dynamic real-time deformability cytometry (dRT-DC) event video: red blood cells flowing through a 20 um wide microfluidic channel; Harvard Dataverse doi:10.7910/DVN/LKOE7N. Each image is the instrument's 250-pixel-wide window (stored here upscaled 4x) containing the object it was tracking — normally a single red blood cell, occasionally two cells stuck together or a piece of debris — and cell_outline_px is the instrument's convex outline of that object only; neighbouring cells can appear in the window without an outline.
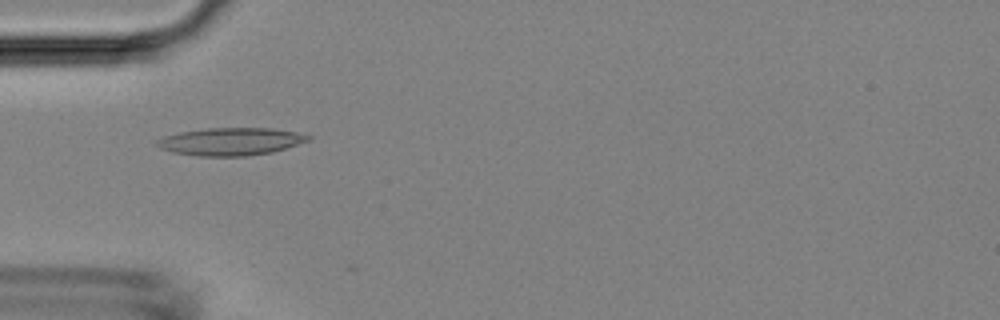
{"species": "Egyptian fruit bat (a non-hibernating species)", "species_latin": "Rousettus aegyptiacus", "temperature_condition": "room temperature", "stored_images_in_passage": 50, "camera_frame_rate_fps": 3000, "um_per_image_px": 0.085, "animal": {"sex": "female"}, "frame": {"image": 1, "passage_image": 16, "time_ms": 5.0, "image_size_px": [1000, 320], "cell_outline_px": [[312, 140], [272, 152], [248, 156], [196, 156], [172, 152], [160, 148], [156, 144], [156, 140], [164, 136], [180, 132], [208, 128], [272, 128], [296, 132], [312, 136]], "centroid_in_image_um": [19.62, 12.03], "position_along_channel_um": 65.4, "area_um2": 24.45}}
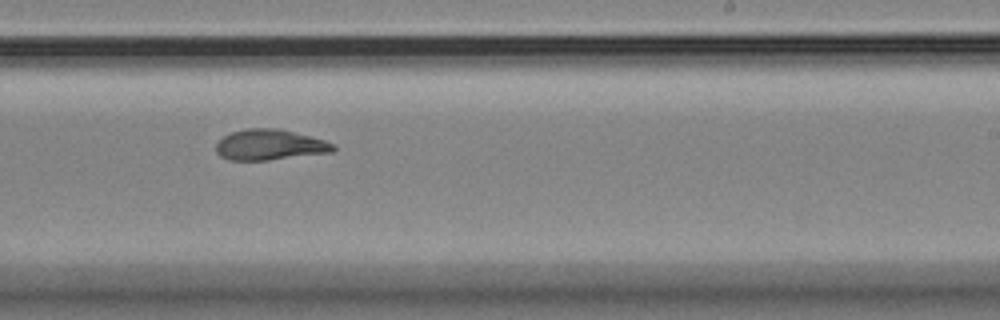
{"frame": {"image": 2, "passage_image": 31, "time_ms": 10.0, "image_size_px": [1000, 320], "cell_outline_px": [[336, 148], [332, 152], [268, 160], [228, 160], [220, 156], [216, 152], [216, 144], [224, 136], [232, 132], [248, 128], [280, 128], [324, 140], [336, 144]], "centroid_in_image_um": [22.93, 12.31], "position_along_channel_um": 266.1, "area_um2": 20.92}}
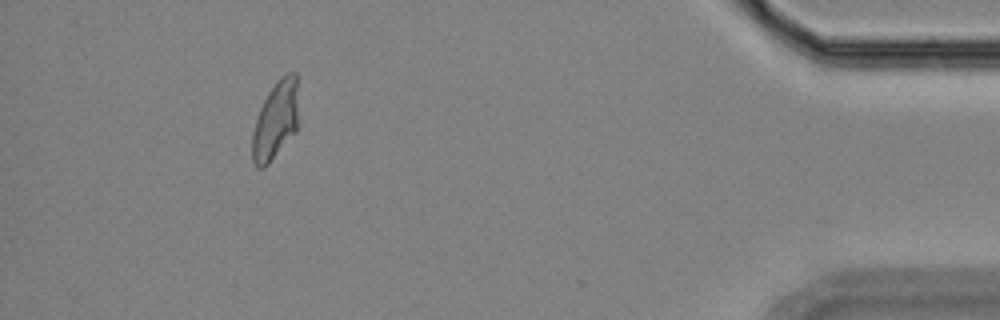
{"frame": {"image": 3, "passage_image": 46, "time_ms": 15.0, "image_size_px": [1000, 320], "cell_outline_px": [[296, 132], [268, 164], [264, 168], [256, 168], [252, 160], [252, 132], [260, 108], [268, 92], [276, 80], [280, 76], [288, 72], [296, 72]], "centroid_in_image_um": [23.39, 10.25], "position_along_channel_um": 411.8, "area_um2": 20.81}}